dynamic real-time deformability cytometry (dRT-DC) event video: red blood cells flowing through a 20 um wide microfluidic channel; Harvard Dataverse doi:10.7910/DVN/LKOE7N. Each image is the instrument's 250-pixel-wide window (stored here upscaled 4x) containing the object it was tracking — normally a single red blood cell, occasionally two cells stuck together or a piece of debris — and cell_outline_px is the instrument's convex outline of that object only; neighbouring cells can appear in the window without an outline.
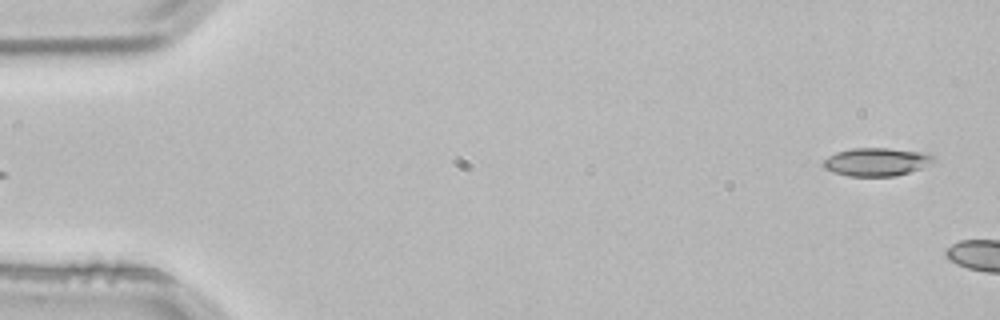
{"species": "common noctule bat (a hibernating species)", "species_latin": "Nyctalus noctula", "temperature_condition": "room temperature", "stored_images_in_passage": 3, "camera_frame_rate_fps": 3000, "um_per_image_px": 0.085, "animal": {"sex": "male", "body_mass_g": 21.5, "forearm_length_mm": 52.0}, "frame": {"image": 1, "passage_image": 3, "time_ms": 0.667, "image_size_px": [1000, 320], "cell_outline_px": [[936, 160], [920, 168], [896, 176], [848, 176], [832, 172], [824, 168], [820, 164], [828, 156], [836, 152], [852, 148], [888, 148], [928, 152], [936, 156]], "centroid_in_image_um": [74.5, 13.75], "position_along_channel_um": 10.5, "area_um2": 18.32}}